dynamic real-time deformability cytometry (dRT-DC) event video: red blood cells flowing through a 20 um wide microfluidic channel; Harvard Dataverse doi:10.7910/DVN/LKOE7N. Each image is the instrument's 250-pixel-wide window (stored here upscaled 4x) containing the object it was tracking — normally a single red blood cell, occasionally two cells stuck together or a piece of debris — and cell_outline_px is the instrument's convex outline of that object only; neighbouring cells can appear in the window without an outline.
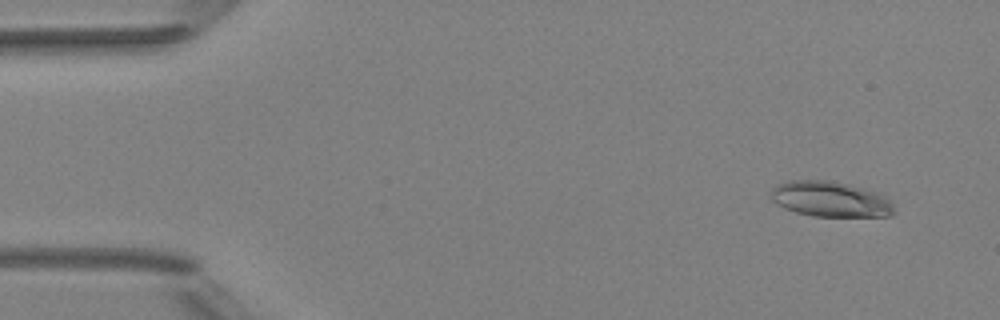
{"species": "Egyptian fruit bat (a non-hibernating species)", "species_latin": "Rousettus aegyptiacus", "temperature_condition": "room temperature", "stored_images_in_passage": 52, "camera_frame_rate_fps": 3000, "um_per_image_px": 0.085, "animal": {"sex": "female"}, "frame": {"image": 1, "passage_image": 4, "time_ms": 1.0, "image_size_px": [1000, 320], "cell_outline_px": [[896, 212], [892, 216], [812, 216], [796, 212], [784, 208], [776, 204], [772, 200], [772, 188], [780, 184], [792, 180], [828, 180], [848, 184], [880, 192], [892, 204]], "centroid_in_image_um": [70.62, 16.93], "position_along_channel_um": 14.4, "area_um2": 25.43}}
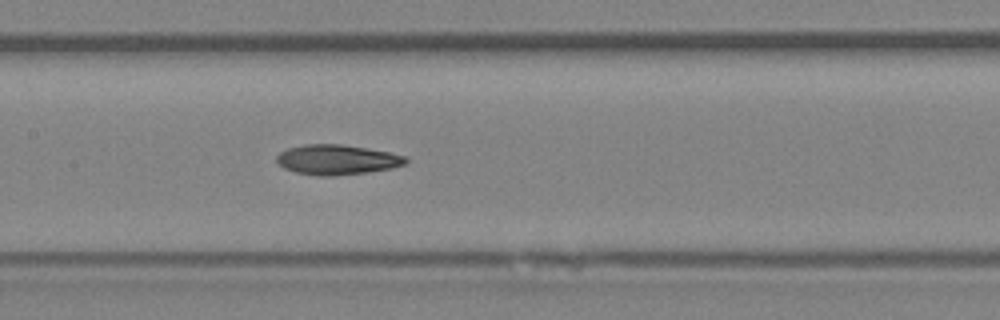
{"frame": {"image": 2, "passage_image": 25, "time_ms": 8.0, "image_size_px": [1000, 320], "cell_outline_px": [[408, 160], [404, 164], [392, 168], [368, 172], [336, 176], [316, 176], [296, 172], [284, 168], [276, 160], [276, 156], [280, 152], [288, 148], [304, 144], [340, 144], [388, 152], [408, 156]], "centroid_in_image_um": [28.64, 13.58], "position_along_channel_um": 178.8, "area_um2": 22.54}}
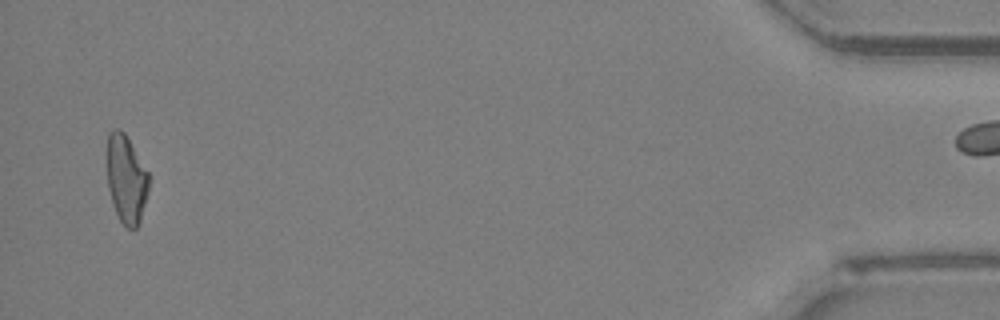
{"frame": {"image": 3, "passage_image": 50, "time_ms": 16.333, "image_size_px": [1000, 320], "cell_outline_px": [[148, 192], [140, 220], [136, 228], [128, 228], [120, 220], [112, 204], [108, 188], [108, 132], [112, 128], [120, 128], [124, 132], [148, 172]], "centroid_in_image_um": [10.72, 15.21], "position_along_channel_um": 424.5, "area_um2": 21.15}, "authors_computed_cell_mechanics": {"area_um2": 22.3975, "velocity_mm_per_s": 3.9951, "shape_relaxation_time_tau1_ms": null, "shape_relaxation_time_tau2_ms": 5.3776, "deformation_change_tau1": null, "deformation_change_tau2": 0.139}}